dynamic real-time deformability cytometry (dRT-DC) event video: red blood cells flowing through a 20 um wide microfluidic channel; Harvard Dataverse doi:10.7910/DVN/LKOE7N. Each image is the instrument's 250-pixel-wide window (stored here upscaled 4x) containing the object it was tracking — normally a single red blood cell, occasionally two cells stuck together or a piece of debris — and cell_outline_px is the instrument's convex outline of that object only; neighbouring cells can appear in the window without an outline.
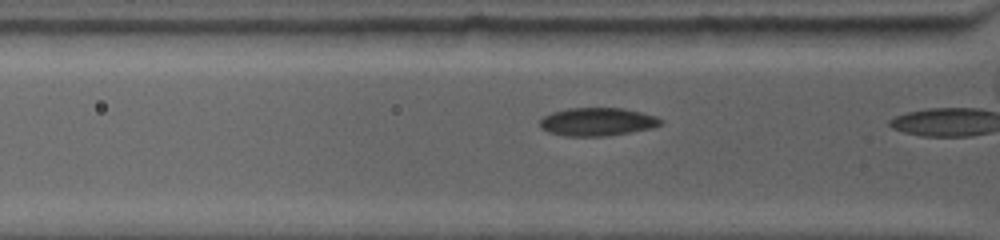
{"species": "common noctule bat (a hibernating species)", "species_latin": "Nyctalus noctula", "temperature_condition": "warm", "stored_images_in_passage": 5, "camera_frame_rate_fps": 4500, "um_per_image_px": 0.085, "animal": {"sex": "female", "body_mass_g": 19.0, "forearm_length_mm": 53.3}, "frame": {"image": 1, "passage_image": 4, "time_ms": 1.111, "image_size_px": [1000, 240], "cell_outline_px": [[664, 124], [652, 128], [604, 136], [564, 136], [548, 132], [540, 128], [540, 120], [544, 116], [552, 112], [568, 108], [624, 108], [656, 116], [664, 120]], "centroid_in_image_um": [50.78, 10.35], "position_along_channel_um": 75.0, "area_um2": 19.88}}